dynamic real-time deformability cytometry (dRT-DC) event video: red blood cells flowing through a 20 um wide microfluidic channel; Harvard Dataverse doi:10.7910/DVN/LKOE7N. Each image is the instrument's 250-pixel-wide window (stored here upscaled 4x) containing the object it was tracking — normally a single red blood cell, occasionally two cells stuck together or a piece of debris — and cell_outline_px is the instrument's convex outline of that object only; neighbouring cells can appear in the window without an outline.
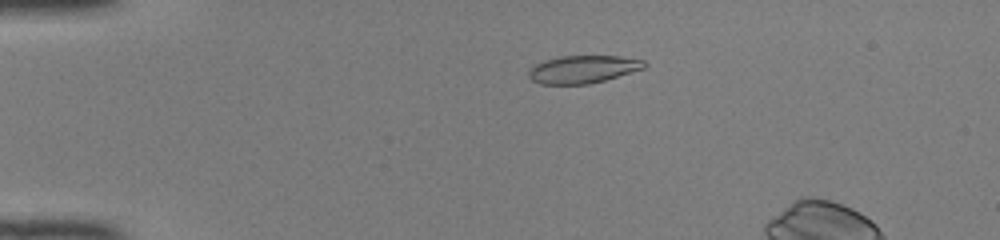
{"species": "common noctule bat (a hibernating species)", "species_latin": "Nyctalus noctula", "temperature_condition": "room temperature", "stored_images_in_passage": 11, "camera_frame_rate_fps": 3000, "um_per_image_px": 0.085, "animal": {"sex": "female", "body_mass_g": 22.0, "forearm_length_mm": 56.7}, "frame": {"image": 1, "passage_image": 5, "time_ms": 1.333, "image_size_px": [1000, 240], "cell_outline_px": [[648, 64], [644, 68], [604, 80], [588, 84], [540, 84], [532, 80], [528, 76], [528, 72], [536, 64], [544, 60], [560, 56], [620, 56], [644, 60]], "centroid_in_image_um": [49.55, 5.88], "position_along_channel_um": 35.5, "area_um2": 18.55}}